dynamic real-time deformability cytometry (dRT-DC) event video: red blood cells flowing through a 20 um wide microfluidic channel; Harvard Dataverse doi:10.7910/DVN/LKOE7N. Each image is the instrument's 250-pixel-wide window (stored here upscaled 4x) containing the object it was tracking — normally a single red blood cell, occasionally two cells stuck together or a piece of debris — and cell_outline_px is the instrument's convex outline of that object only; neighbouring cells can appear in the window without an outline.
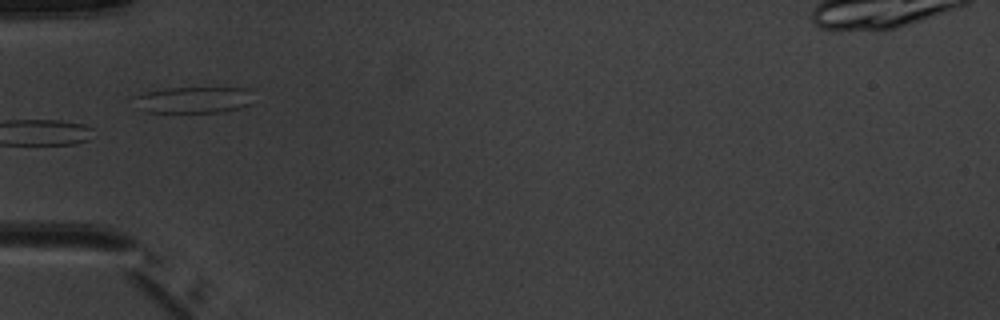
{"species": "common noctule bat (a hibernating species)", "species_latin": "Nyctalus noctula", "temperature_condition": "warm", "stored_images_in_passage": 2, "camera_frame_rate_fps": 3000, "um_per_image_px": 0.085, "animal": {"sex": "male", "body_mass_g": 20.1, "forearm_length_mm": 53.5}, "frame": {"image": 1, "passage_image": 2, "time_ms": 2.0, "image_size_px": [1000, 320], "cell_outline_px": [[248, 104], [240, 108], [220, 112], [144, 112], [132, 108], [136, 96], [144, 92], [168, 88], [248, 88]], "centroid_in_image_um": [16.3, 8.5], "position_along_channel_um": 68.7, "area_um2": 18.21}}